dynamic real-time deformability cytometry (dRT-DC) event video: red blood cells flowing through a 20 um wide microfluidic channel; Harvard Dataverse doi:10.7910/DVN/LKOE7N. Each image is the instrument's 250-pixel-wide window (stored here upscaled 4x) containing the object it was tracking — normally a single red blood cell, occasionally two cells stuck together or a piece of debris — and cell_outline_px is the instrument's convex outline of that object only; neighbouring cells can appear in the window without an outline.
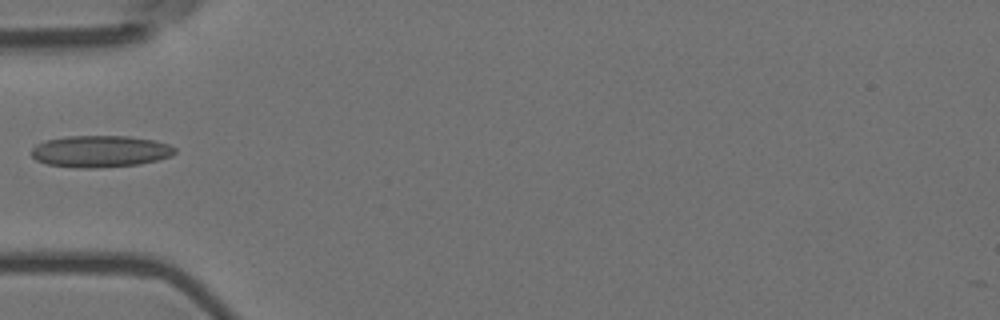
{"species": "Egyptian fruit bat (a non-hibernating species)", "species_latin": "Rousettus aegyptiacus", "temperature_condition": "room temperature", "stored_images_in_passage": 2, "camera_frame_rate_fps": 3000, "um_per_image_px": 0.085, "animal": {"sex": "female"}, "frame": {"image": 1, "passage_image": 2, "time_ms": 0.333, "image_size_px": [1000, 320], "cell_outline_px": [[176, 152], [172, 156], [140, 164], [100, 168], [76, 168], [48, 164], [36, 160], [32, 156], [32, 148], [36, 144], [48, 140], [68, 136], [128, 136], [152, 140], [168, 144], [176, 148]], "centroid_in_image_um": [8.53, 12.87], "position_along_channel_um": 76.5, "area_um2": 26.53}}